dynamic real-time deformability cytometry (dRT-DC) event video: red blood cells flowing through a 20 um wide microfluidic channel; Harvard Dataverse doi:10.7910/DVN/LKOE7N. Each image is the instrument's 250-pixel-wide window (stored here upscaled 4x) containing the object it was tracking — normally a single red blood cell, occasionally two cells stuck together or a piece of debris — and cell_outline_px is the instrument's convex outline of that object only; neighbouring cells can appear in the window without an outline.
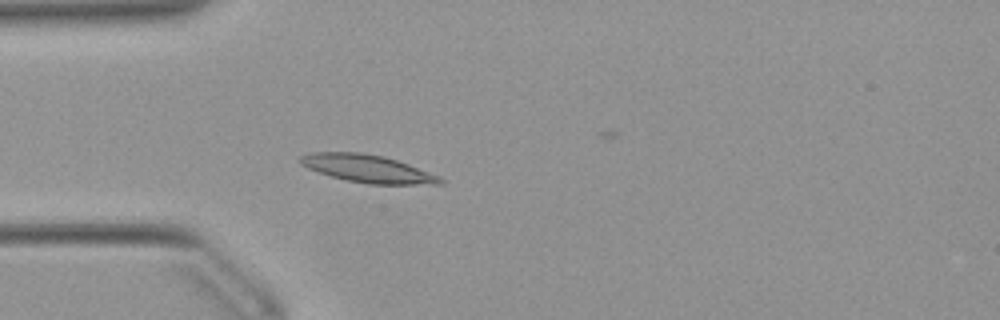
{"species": "Egyptian fruit bat (a non-hibernating species)", "species_latin": "Rousettus aegyptiacus", "temperature_condition": "warm", "stored_images_in_passage": 51, "camera_frame_rate_fps": 3000, "um_per_image_px": 0.085, "animal": {"sex": "female"}, "frame": {"image": 1, "passage_image": 14, "time_ms": 4.333, "image_size_px": [1000, 320], "cell_outline_px": [[444, 184], [368, 184], [344, 180], [308, 168], [300, 164], [300, 156], [308, 152], [360, 152], [384, 156], [408, 164], [440, 176], [444, 180]], "centroid_in_image_um": [31.25, 14.33], "position_along_channel_um": 53.8, "area_um2": 22.54}}
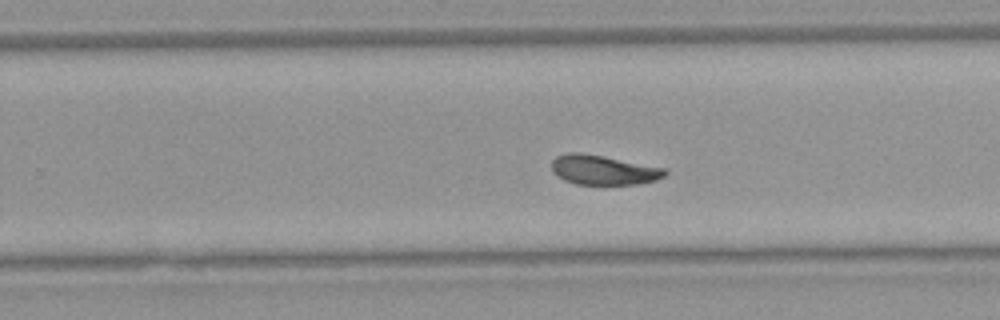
{"frame": {"image": 2, "passage_image": 32, "time_ms": 10.333, "image_size_px": [1000, 320], "cell_outline_px": [[668, 172], [664, 176], [656, 180], [636, 184], [576, 184], [564, 180], [556, 176], [552, 172], [552, 160], [556, 156], [568, 152], [580, 152], [604, 156], [664, 168]], "centroid_in_image_um": [51.24, 14.44], "position_along_channel_um": 278.6, "area_um2": 19.54}}
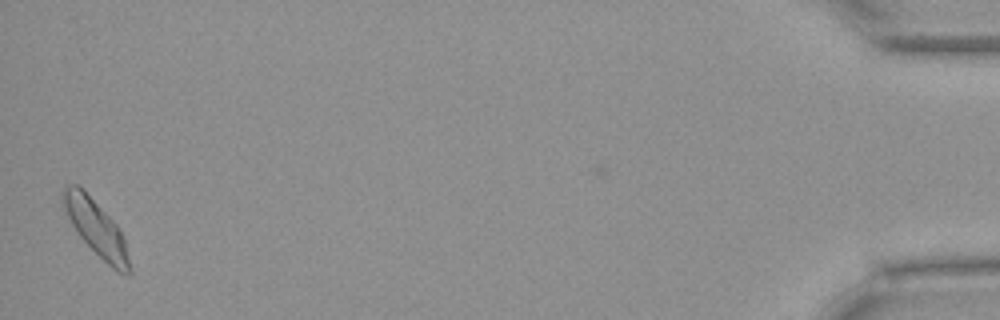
{"frame": {"image": 3, "passage_image": 51, "time_ms": 16.667, "image_size_px": [1000, 320], "cell_outline_px": [[132, 272], [128, 276], [116, 272], [80, 236], [60, 208], [60, 192], [68, 184], [76, 184], [120, 228], [124, 240], [132, 268]], "centroid_in_image_um": [8.14, 19.4], "position_along_channel_um": 427.1, "area_um2": 21.39}, "authors_computed_cell_mechanics": {"area_um2": 20.3456, "velocity_mm_per_s": 3.8658, "shape_relaxation_time_tau1_ms": 3.5256, "shape_relaxation_time_tau2_ms": 2.4432, "deformation_change_tau1": 0.1321, "deformation_change_tau2": 0.0843}}